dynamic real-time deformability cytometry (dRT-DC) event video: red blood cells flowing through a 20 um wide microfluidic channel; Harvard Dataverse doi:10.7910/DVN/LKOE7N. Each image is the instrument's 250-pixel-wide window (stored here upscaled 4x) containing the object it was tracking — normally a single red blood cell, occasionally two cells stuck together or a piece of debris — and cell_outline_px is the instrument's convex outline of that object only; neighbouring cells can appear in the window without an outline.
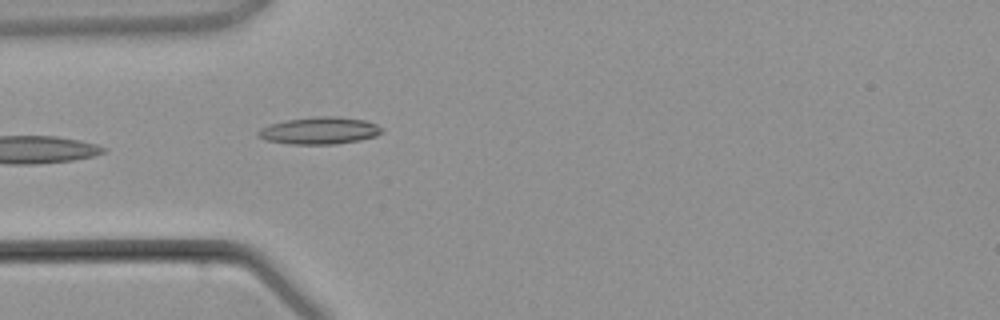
{"species": "common noctule bat (a hibernating species)", "species_latin": "Nyctalus noctula", "temperature_condition": "warm", "stored_images_in_passage": 4, "camera_frame_rate_fps": 3000, "um_per_image_px": 0.085, "animal": {"sex": "male", "body_mass_g": 21.5, "forearm_length_mm": 52.0}, "frame": {"image": 1, "passage_image": 4, "time_ms": 3.667, "image_size_px": [1000, 320], "cell_outline_px": [[384, 128], [376, 136], [360, 140], [336, 144], [292, 144], [264, 140], [256, 136], [256, 132], [260, 128], [272, 124], [288, 120], [316, 116], [336, 116], [364, 120], [376, 124]], "centroid_in_image_um": [27.15, 11.11], "position_along_channel_um": 57.9, "area_um2": 19.54}}